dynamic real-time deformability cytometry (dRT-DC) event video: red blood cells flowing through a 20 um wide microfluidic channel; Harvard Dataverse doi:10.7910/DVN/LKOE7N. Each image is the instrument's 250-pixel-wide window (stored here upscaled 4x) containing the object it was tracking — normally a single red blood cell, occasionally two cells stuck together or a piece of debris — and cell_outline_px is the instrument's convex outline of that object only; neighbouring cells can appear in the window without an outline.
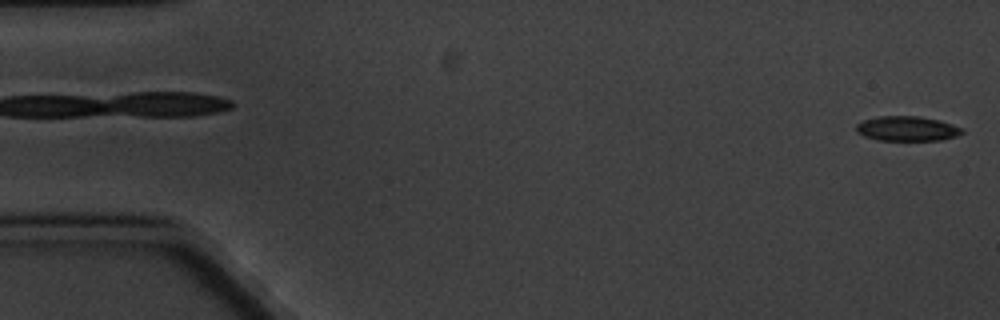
{"species": "common noctule bat (a hibernating species)", "species_latin": "Nyctalus noctula", "temperature_condition": "cold", "stored_images_in_passage": 6, "segment_of_instrument_passage": [2, 2], "camera_frame_rate_fps": 3000, "um_per_image_px": 0.085, "animal": {"sex": "male", "body_mass_g": 20.1, "forearm_length_mm": 53.5}, "frame": {"image": 1, "passage_image": 6, "time_ms": 5.667, "image_size_px": [1000, 320], "cell_outline_px": [[964, 132], [956, 136], [940, 140], [876, 140], [864, 136], [856, 132], [856, 124], [864, 120], [880, 116], [916, 116], [936, 120], [952, 124], [964, 128]], "centroid_in_image_um": [77.09, 10.94], "position_along_channel_um": 7.9, "area_um2": 15.2}}